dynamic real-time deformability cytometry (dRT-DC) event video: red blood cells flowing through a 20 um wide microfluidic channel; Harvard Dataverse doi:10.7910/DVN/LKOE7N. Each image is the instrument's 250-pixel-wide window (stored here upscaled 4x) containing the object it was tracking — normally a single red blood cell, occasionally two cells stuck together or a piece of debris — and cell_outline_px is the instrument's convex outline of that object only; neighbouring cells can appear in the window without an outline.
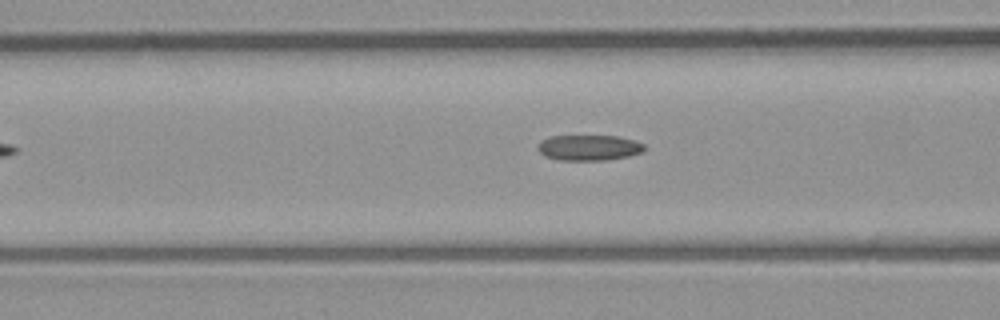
{"species": "common noctule bat (a hibernating species)", "species_latin": "Nyctalus noctula", "temperature_condition": "room temperature", "stored_images_in_passage": 4, "camera_frame_rate_fps": 3000, "um_per_image_px": 0.085, "animal": {"sex": "male", "body_mass_g": 23.1, "forearm_length_mm": 52.7}, "frame": {"image": 1, "passage_image": 4, "time_ms": 4.333, "image_size_px": [1000, 320], "cell_outline_px": [[644, 152], [628, 156], [608, 160], [556, 160], [544, 156], [536, 148], [544, 140], [552, 136], [616, 136], [632, 140], [644, 144]], "centroid_in_image_um": [50.06, 12.57], "position_along_channel_um": 116.5, "area_um2": 15.78}}